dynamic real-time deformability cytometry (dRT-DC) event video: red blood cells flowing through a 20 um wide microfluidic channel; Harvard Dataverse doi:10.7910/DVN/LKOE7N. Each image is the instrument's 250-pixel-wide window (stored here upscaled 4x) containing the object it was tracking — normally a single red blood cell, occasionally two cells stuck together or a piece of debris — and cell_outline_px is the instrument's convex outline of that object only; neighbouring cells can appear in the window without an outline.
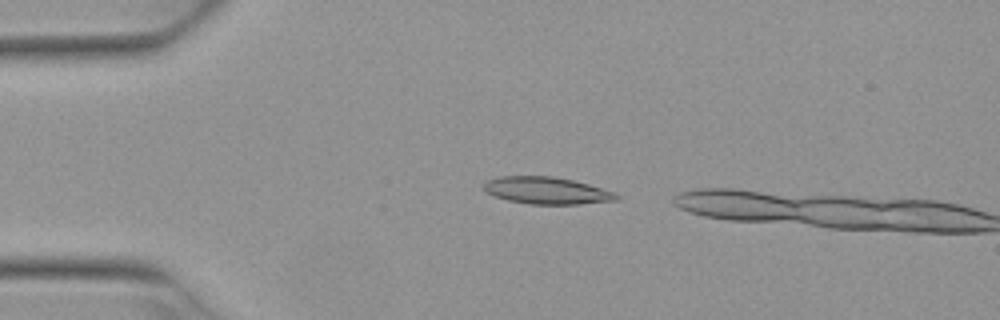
{"species": "Egyptian fruit bat (a non-hibernating species)", "species_latin": "Rousettus aegyptiacus", "temperature_condition": "warm", "stored_images_in_passage": 4, "camera_frame_rate_fps": 3000, "um_per_image_px": 0.085, "animal": {"sex": "female"}, "frame": {"image": 1, "passage_image": 2, "time_ms": 0.333, "image_size_px": [1000, 320], "cell_outline_px": [[620, 200], [580, 204], [532, 204], [508, 200], [496, 196], [480, 188], [480, 184], [484, 180], [496, 176], [552, 176], [572, 180], [588, 184], [616, 192], [620, 196]], "centroid_in_image_um": [46.44, 16.18], "position_along_channel_um": 38.6, "area_um2": 21.21}}